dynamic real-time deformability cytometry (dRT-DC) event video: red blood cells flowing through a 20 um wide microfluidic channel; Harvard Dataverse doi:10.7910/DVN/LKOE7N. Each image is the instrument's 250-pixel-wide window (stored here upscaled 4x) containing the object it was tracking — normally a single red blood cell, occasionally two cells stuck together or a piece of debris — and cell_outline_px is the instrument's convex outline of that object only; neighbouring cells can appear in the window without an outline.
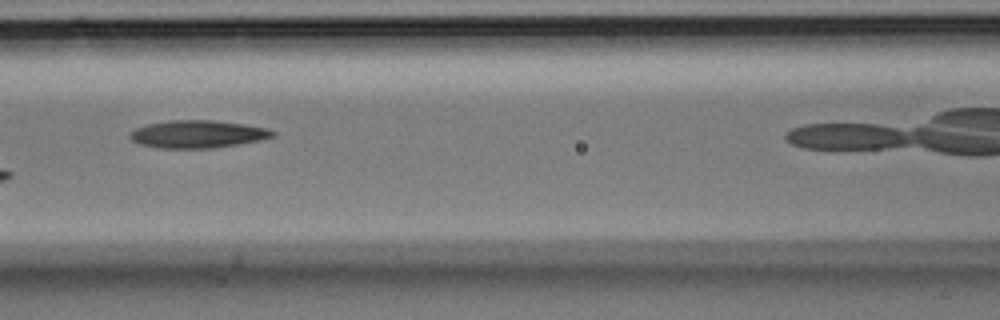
{"species": "Egyptian fruit bat (a non-hibernating species)", "species_latin": "Rousettus aegyptiacus", "temperature_condition": "room temperature", "stored_images_in_passage": 7, "camera_frame_rate_fps": 3000, "um_per_image_px": 0.085, "animal": {"sex": "male"}, "frame": {"image": 1, "passage_image": 4, "time_ms": 1.0, "image_size_px": [1000, 320], "cell_outline_px": [[276, 136], [264, 140], [240, 144], [212, 148], [156, 148], [140, 144], [132, 140], [128, 136], [136, 128], [148, 124], [172, 120], [212, 120], [244, 124], [268, 128], [276, 132]], "centroid_in_image_um": [16.86, 11.41], "position_along_channel_um": 149.7, "area_um2": 23.12}}
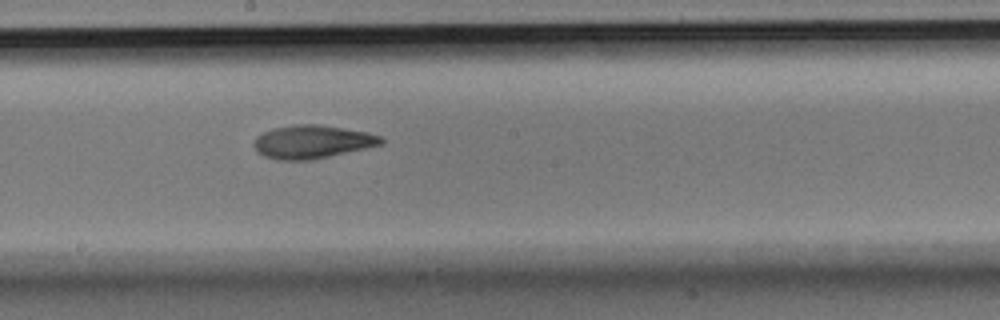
{"frame": {"image": 2, "passage_image": 7, "time_ms": 2.0, "image_size_px": [1000, 320], "cell_outline_px": [[384, 144], [312, 160], [276, 160], [264, 156], [256, 152], [252, 144], [256, 136], [272, 128], [296, 124], [316, 124], [368, 132], [380, 136], [384, 140]], "centroid_in_image_um": [26.5, 12.06], "position_along_channel_um": 221.7, "area_um2": 24.8}}